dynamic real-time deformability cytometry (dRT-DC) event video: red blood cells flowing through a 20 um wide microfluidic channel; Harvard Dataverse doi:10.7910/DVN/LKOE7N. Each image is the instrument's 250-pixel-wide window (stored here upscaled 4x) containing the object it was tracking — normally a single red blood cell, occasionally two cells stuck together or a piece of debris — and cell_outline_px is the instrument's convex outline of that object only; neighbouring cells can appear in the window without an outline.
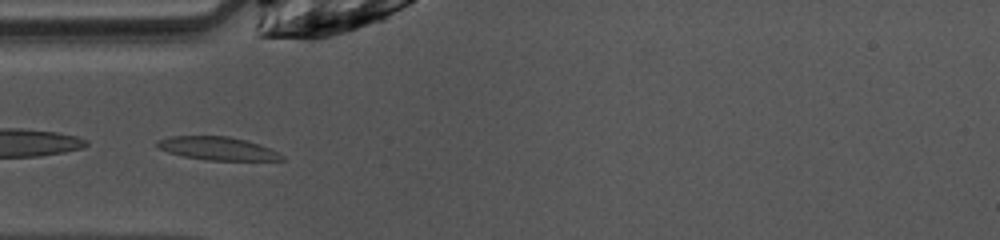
{"species": "common noctule bat (a hibernating species)", "species_latin": "Nyctalus noctula", "temperature_condition": "warm", "stored_images_in_passage": 38, "camera_frame_rate_fps": 3000, "um_per_image_px": 0.085, "animal": {"sex": "female", "body_mass_g": 10.0, "forearm_length_mm": 53.1}, "frame": {"image": 1, "passage_image": 5, "time_ms": 1.333, "image_size_px": [1000, 240], "cell_outline_px": [[284, 160], [208, 160], [184, 156], [168, 152], [156, 148], [156, 140], [168, 136], [228, 136], [260, 144], [284, 156]], "centroid_in_image_um": [18.42, 12.61], "position_along_channel_um": 66.6, "area_um2": 16.76}}
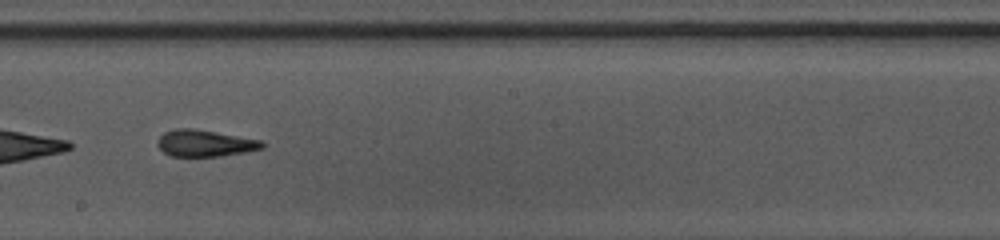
{"frame": {"image": 2, "passage_image": 17, "time_ms": 5.333, "image_size_px": [1000, 240], "cell_outline_px": [[264, 148], [244, 152], [220, 156], [172, 156], [164, 152], [156, 144], [156, 140], [164, 132], [176, 128], [192, 128], [260, 140], [264, 144]], "centroid_in_image_um": [17.37, 12.17], "position_along_channel_um": 230.8, "area_um2": 16.07}}
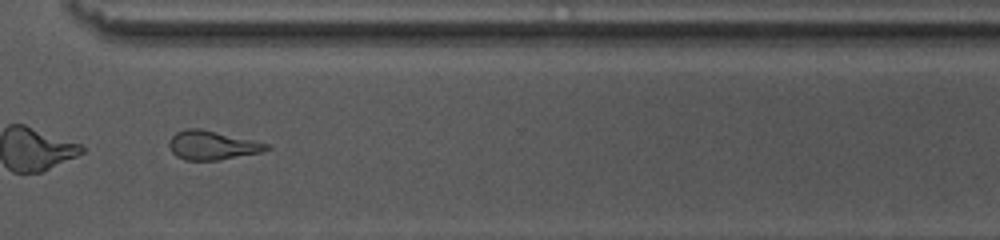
{"frame": {"image": 3, "passage_image": 26, "time_ms": 8.333, "image_size_px": [1000, 240], "cell_outline_px": [[272, 148], [260, 152], [216, 160], [184, 160], [176, 156], [172, 152], [168, 144], [168, 140], [176, 132], [184, 128], [200, 128], [268, 144]], "centroid_in_image_um": [17.96, 12.34], "position_along_channel_um": 352.6, "area_um2": 16.24}, "authors_computed_cell_mechanics": {"area_um2": 16.4441, "velocity_mm_per_s": 4.0804, "shape_relaxation_time_tau1_ms": 6.8682, "shape_relaxation_time_tau2_ms": 1.6667, "deformation_change_tau1": 0.2533, "deformation_change_tau2": 0.1241}}